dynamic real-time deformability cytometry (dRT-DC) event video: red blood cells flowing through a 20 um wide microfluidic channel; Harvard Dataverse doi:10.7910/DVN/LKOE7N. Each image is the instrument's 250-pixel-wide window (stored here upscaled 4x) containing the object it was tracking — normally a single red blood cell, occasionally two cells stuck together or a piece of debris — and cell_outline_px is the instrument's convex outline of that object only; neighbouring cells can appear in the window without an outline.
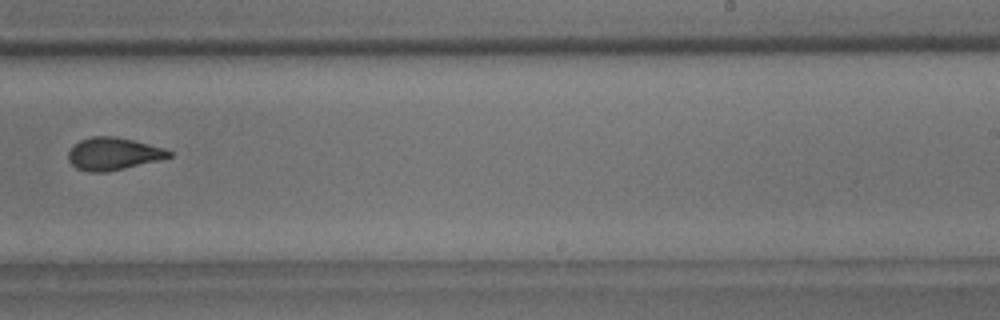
{"species": "common noctule bat (a hibernating species)", "species_latin": "Nyctalus noctula", "temperature_condition": "room temperature", "stored_images_in_passage": 8, "camera_frame_rate_fps": 3000, "um_per_image_px": 0.085, "animal": {"sex": "male", "body_mass_g": 18.8}, "frame": {"image": 1, "passage_image": 8, "time_ms": 9.333, "image_size_px": [1000, 320], "cell_outline_px": [[172, 156], [124, 168], [104, 172], [88, 172], [76, 168], [68, 160], [68, 152], [80, 140], [92, 136], [116, 136], [164, 148], [172, 152]], "centroid_in_image_um": [9.59, 13.07], "position_along_channel_um": 279.4, "area_um2": 18.73}}